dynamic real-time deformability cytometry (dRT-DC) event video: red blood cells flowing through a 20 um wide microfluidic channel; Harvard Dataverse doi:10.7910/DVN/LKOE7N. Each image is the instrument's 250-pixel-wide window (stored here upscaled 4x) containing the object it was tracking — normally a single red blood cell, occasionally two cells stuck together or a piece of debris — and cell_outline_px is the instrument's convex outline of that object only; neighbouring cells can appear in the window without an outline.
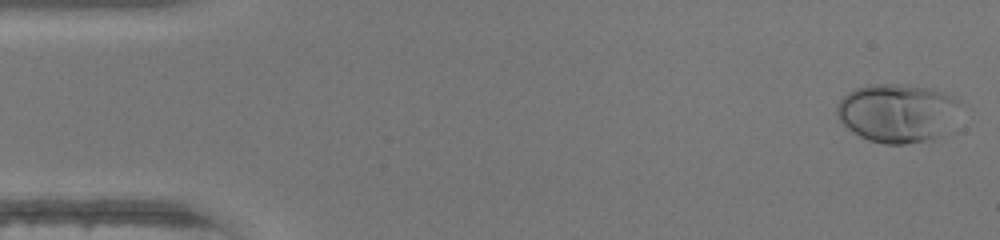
{"species": "human", "species_latin": "Homo sapiens", "temperature_condition": "warm", "stored_images_in_passage": 46, "camera_frame_rate_fps": 3000, "um_per_image_px": 0.085, "donor": {"sex": "female"}, "frame": {"image": 1, "passage_image": 1, "time_ms": 0.0, "image_size_px": [1000, 240], "cell_outline_px": [[964, 104], [936, 136], [924, 140], [904, 144], [884, 144], [868, 140], [860, 136], [848, 128], [840, 120], [836, 112], [836, 108], [840, 100], [848, 92], [856, 88], [868, 84], [908, 84], [932, 88], [956, 96]], "centroid_in_image_um": [76.25, 9.55], "position_along_channel_um": 8.8, "area_um2": 41.79}}
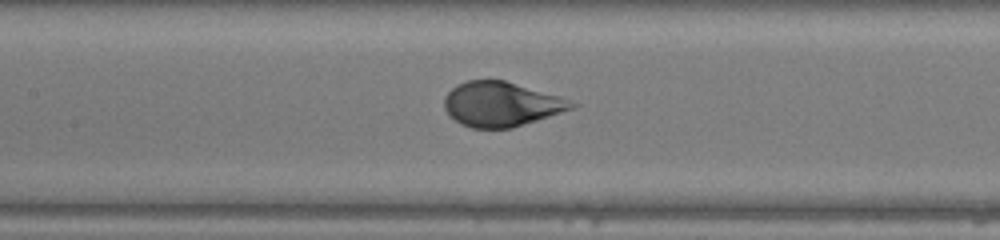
{"frame": {"image": 2, "passage_image": 21, "time_ms": 6.667, "image_size_px": [1000, 240], "cell_outline_px": [[580, 104], [576, 108], [512, 128], [472, 128], [460, 124], [448, 116], [444, 108], [444, 96], [456, 84], [468, 80], [504, 80], [560, 96]], "centroid_in_image_um": [42.6, 8.86], "position_along_channel_um": 164.8, "area_um2": 33.41}}
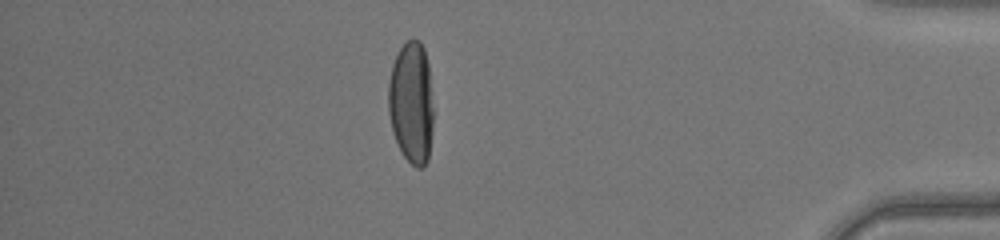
{"frame": {"image": 3, "passage_image": 40, "time_ms": 13.0, "image_size_px": [1000, 240], "cell_outline_px": [[432, 132], [428, 160], [424, 168], [416, 168], [404, 156], [392, 132], [388, 112], [388, 84], [392, 64], [400, 48], [412, 36], [420, 40], [424, 48], [428, 64], [432, 108]], "centroid_in_image_um": [34.95, 8.72], "position_along_channel_um": 400.2, "area_um2": 32.14}, "authors_computed_cell_mechanics": {"area_um2": 34.4199, "velocity_mm_per_s": 4.4152, "shape_relaxation_time_tau1_ms": 2.7329, "shape_relaxation_time_tau2_ms": null, "deformation_change_tau1": 0.2158, "deformation_change_tau2": null}}